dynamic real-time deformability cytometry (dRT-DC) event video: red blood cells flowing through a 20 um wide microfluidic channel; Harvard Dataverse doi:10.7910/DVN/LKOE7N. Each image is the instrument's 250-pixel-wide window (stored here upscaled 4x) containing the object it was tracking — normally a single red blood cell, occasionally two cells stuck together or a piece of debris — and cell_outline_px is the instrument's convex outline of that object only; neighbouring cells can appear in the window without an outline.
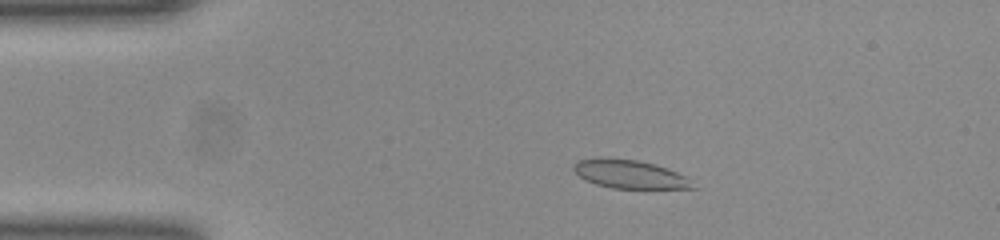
{"species": "common noctule bat (a hibernating species)", "species_latin": "Nyctalus noctula", "temperature_condition": "room temperature", "stored_images_in_passage": 50, "camera_frame_rate_fps": 3000, "um_per_image_px": 0.085, "animal": {"sex": "female", "body_mass_g": 23.0, "forearm_length_mm": 53.4}, "frame": {"image": 1, "passage_image": 8, "time_ms": 2.333, "image_size_px": [1000, 240], "cell_outline_px": [[700, 188], [612, 188], [596, 184], [580, 176], [572, 168], [576, 160], [636, 160], [656, 164], [676, 172], [684, 176]], "centroid_in_image_um": [53.59, 14.84], "position_along_channel_um": 31.4, "area_um2": 18.9}}
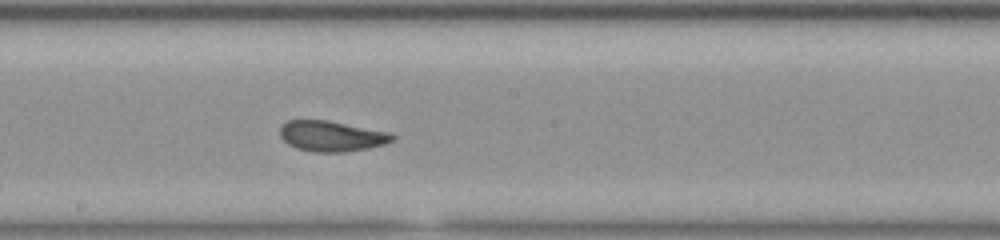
{"frame": {"image": 2, "passage_image": 26, "time_ms": 8.333, "image_size_px": [1000, 240], "cell_outline_px": [[396, 136], [392, 140], [384, 144], [368, 148], [344, 152], [312, 152], [296, 148], [288, 144], [280, 136], [280, 128], [288, 120], [328, 120], [392, 132]], "centroid_in_image_um": [28.2, 11.57], "position_along_channel_um": 220.0, "area_um2": 20.11}}
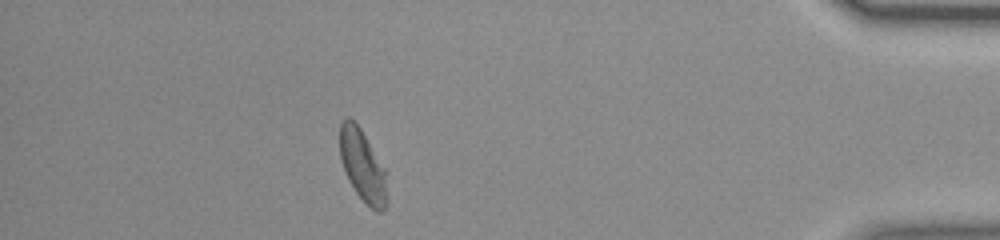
{"frame": {"image": 3, "passage_image": 44, "time_ms": 14.333, "image_size_px": [1000, 240], "cell_outline_px": [[388, 200], [384, 208], [380, 212], [376, 212], [356, 192], [348, 180], [340, 160], [340, 124], [348, 116], [360, 128], [384, 168]], "centroid_in_image_um": [30.81, 14.1], "position_along_channel_um": 404.4, "area_um2": 19.36}, "authors_computed_cell_mechanics": {"area_um2": 20.1144, "velocity_mm_per_s": 3.9218, "shape_relaxation_time_tau1_ms": 7.5983, "shape_relaxation_time_tau2_ms": 1.8116, "deformation_change_tau1": 0.1649, "deformation_change_tau2": 0.0523}}